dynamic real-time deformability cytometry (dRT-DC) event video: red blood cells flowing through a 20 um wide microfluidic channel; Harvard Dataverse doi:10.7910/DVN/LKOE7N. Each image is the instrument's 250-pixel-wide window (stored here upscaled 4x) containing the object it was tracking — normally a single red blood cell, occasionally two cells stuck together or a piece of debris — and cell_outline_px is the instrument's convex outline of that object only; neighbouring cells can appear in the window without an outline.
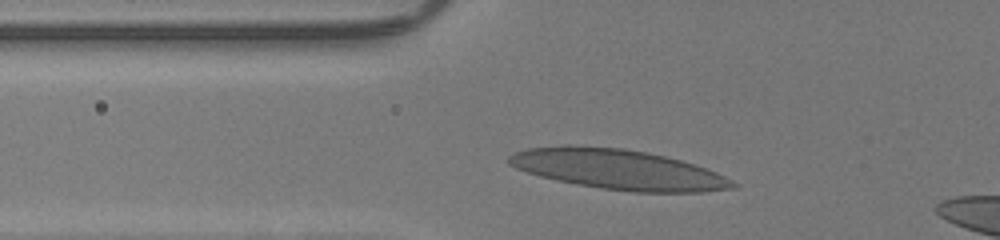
{"species": "human", "species_latin": "Homo sapiens", "temperature_condition": "room temperature", "stored_images_in_passage": 26, "camera_frame_rate_fps": 3000, "um_per_image_px": 0.085, "donor": {"sex": "male"}, "frame": {"image": 1, "passage_image": 2, "time_ms": 0.333, "image_size_px": [1000, 240], "cell_outline_px": [[740, 184], [736, 188], [700, 192], [632, 192], [600, 188], [576, 184], [556, 180], [540, 176], [516, 168], [508, 164], [508, 156], [516, 152], [528, 148], [568, 144], [572, 144], [620, 148], [644, 152], [664, 156], [680, 160], [716, 172]], "centroid_in_image_um": [52.52, 14.4], "position_along_channel_um": 73.3, "area_um2": 52.14}}
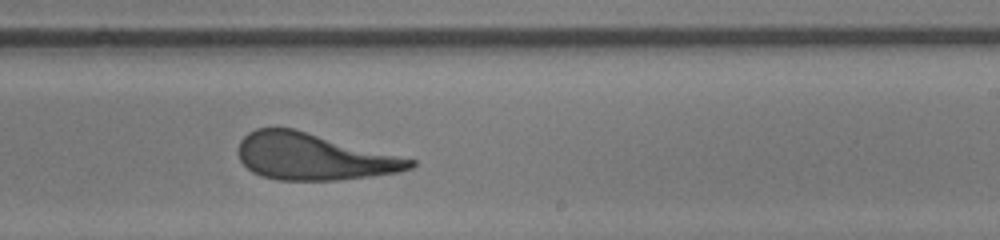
{"frame": {"image": 2, "passage_image": 16, "time_ms": 5.0, "image_size_px": [1000, 240], "cell_outline_px": [[416, 164], [412, 168], [396, 172], [368, 176], [336, 180], [276, 180], [252, 172], [240, 160], [240, 140], [248, 132], [256, 128], [292, 128], [416, 160]], "centroid_in_image_um": [26.63, 13.32], "position_along_channel_um": 262.4, "area_um2": 46.07}}
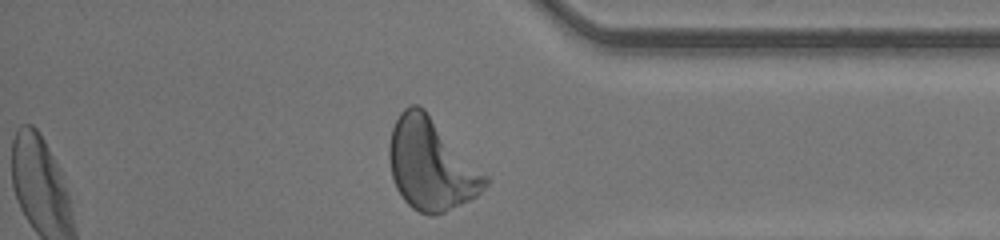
{"frame": {"image": 3, "passage_image": 26, "time_ms": 8.333, "image_size_px": [1000, 240], "cell_outline_px": [[488, 184], [476, 196], [444, 212], [432, 216], [420, 212], [412, 208], [404, 200], [396, 188], [392, 176], [388, 156], [388, 148], [392, 128], [400, 112], [404, 108], [412, 104], [416, 104], [424, 108], [488, 180]], "centroid_in_image_um": [36.57, 13.98], "position_along_channel_um": 398.6, "area_um2": 50.0}}